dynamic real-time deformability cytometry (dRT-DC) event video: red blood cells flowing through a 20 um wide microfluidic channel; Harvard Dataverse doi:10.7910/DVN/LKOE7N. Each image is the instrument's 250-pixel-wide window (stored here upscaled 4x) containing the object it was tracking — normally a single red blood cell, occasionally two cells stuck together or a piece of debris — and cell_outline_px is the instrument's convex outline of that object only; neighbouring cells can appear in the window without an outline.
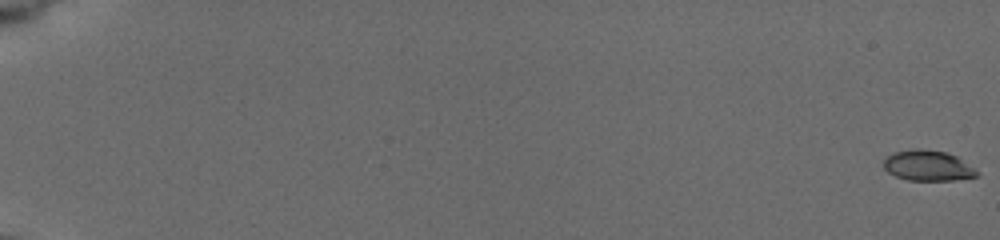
{"species": "common noctule bat (a hibernating species)", "species_latin": "Nyctalus noctula", "temperature_condition": "cold", "stored_images_in_passage": 8, "camera_frame_rate_fps": 3000, "um_per_image_px": 0.085, "animal": {"sex": "female", "body_mass_g": 19.5, "forearm_length_mm": 54.1}, "frame": {"image": 1, "passage_image": 1, "time_ms": 0.0, "image_size_px": [1000, 240], "cell_outline_px": [[980, 176], [952, 180], [908, 180], [896, 176], [888, 172], [884, 168], [884, 160], [892, 152], [916, 148], [920, 148], [948, 152], [956, 156], [976, 168]], "centroid_in_image_um": [78.89, 14.07], "position_along_channel_um": 6.1, "area_um2": 16.7}}